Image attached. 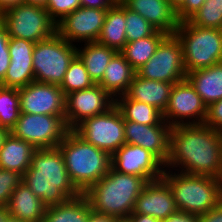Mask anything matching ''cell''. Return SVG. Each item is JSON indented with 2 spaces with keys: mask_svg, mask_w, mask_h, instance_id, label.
<instances>
[{
  "mask_svg": "<svg viewBox=\"0 0 222 222\" xmlns=\"http://www.w3.org/2000/svg\"><path fill=\"white\" fill-rule=\"evenodd\" d=\"M164 169L222 179V133L205 124L171 127Z\"/></svg>",
  "mask_w": 222,
  "mask_h": 222,
  "instance_id": "cell-1",
  "label": "cell"
},
{
  "mask_svg": "<svg viewBox=\"0 0 222 222\" xmlns=\"http://www.w3.org/2000/svg\"><path fill=\"white\" fill-rule=\"evenodd\" d=\"M22 182L46 206L64 203L81 194L69 178L63 155L58 147L36 149L30 167L22 176Z\"/></svg>",
  "mask_w": 222,
  "mask_h": 222,
  "instance_id": "cell-2",
  "label": "cell"
},
{
  "mask_svg": "<svg viewBox=\"0 0 222 222\" xmlns=\"http://www.w3.org/2000/svg\"><path fill=\"white\" fill-rule=\"evenodd\" d=\"M148 183L144 177L122 174L111 167L102 179L83 194L94 212L126 219L133 212L136 199Z\"/></svg>",
  "mask_w": 222,
  "mask_h": 222,
  "instance_id": "cell-3",
  "label": "cell"
},
{
  "mask_svg": "<svg viewBox=\"0 0 222 222\" xmlns=\"http://www.w3.org/2000/svg\"><path fill=\"white\" fill-rule=\"evenodd\" d=\"M58 148L69 178L81 193L102 179L111 168V155L87 143L73 130L66 133Z\"/></svg>",
  "mask_w": 222,
  "mask_h": 222,
  "instance_id": "cell-4",
  "label": "cell"
},
{
  "mask_svg": "<svg viewBox=\"0 0 222 222\" xmlns=\"http://www.w3.org/2000/svg\"><path fill=\"white\" fill-rule=\"evenodd\" d=\"M162 179L172 190L179 211L201 216L222 200V179L164 169Z\"/></svg>",
  "mask_w": 222,
  "mask_h": 222,
  "instance_id": "cell-5",
  "label": "cell"
},
{
  "mask_svg": "<svg viewBox=\"0 0 222 222\" xmlns=\"http://www.w3.org/2000/svg\"><path fill=\"white\" fill-rule=\"evenodd\" d=\"M183 48L186 73L222 62V30L202 28L188 20L179 23L174 33Z\"/></svg>",
  "mask_w": 222,
  "mask_h": 222,
  "instance_id": "cell-6",
  "label": "cell"
},
{
  "mask_svg": "<svg viewBox=\"0 0 222 222\" xmlns=\"http://www.w3.org/2000/svg\"><path fill=\"white\" fill-rule=\"evenodd\" d=\"M76 55L77 45L69 43L57 32L35 43L32 61L35 81L60 85Z\"/></svg>",
  "mask_w": 222,
  "mask_h": 222,
  "instance_id": "cell-7",
  "label": "cell"
},
{
  "mask_svg": "<svg viewBox=\"0 0 222 222\" xmlns=\"http://www.w3.org/2000/svg\"><path fill=\"white\" fill-rule=\"evenodd\" d=\"M8 37L40 42L57 32V23L45 8L20 3L3 12Z\"/></svg>",
  "mask_w": 222,
  "mask_h": 222,
  "instance_id": "cell-8",
  "label": "cell"
},
{
  "mask_svg": "<svg viewBox=\"0 0 222 222\" xmlns=\"http://www.w3.org/2000/svg\"><path fill=\"white\" fill-rule=\"evenodd\" d=\"M125 121L114 105L107 112L85 119L73 131L84 141L111 156L125 143Z\"/></svg>",
  "mask_w": 222,
  "mask_h": 222,
  "instance_id": "cell-9",
  "label": "cell"
},
{
  "mask_svg": "<svg viewBox=\"0 0 222 222\" xmlns=\"http://www.w3.org/2000/svg\"><path fill=\"white\" fill-rule=\"evenodd\" d=\"M69 131L65 116L20 113L10 133L35 149L56 148Z\"/></svg>",
  "mask_w": 222,
  "mask_h": 222,
  "instance_id": "cell-10",
  "label": "cell"
},
{
  "mask_svg": "<svg viewBox=\"0 0 222 222\" xmlns=\"http://www.w3.org/2000/svg\"><path fill=\"white\" fill-rule=\"evenodd\" d=\"M149 80L177 83L186 79L183 48L175 34L167 35L150 60L136 71Z\"/></svg>",
  "mask_w": 222,
  "mask_h": 222,
  "instance_id": "cell-11",
  "label": "cell"
},
{
  "mask_svg": "<svg viewBox=\"0 0 222 222\" xmlns=\"http://www.w3.org/2000/svg\"><path fill=\"white\" fill-rule=\"evenodd\" d=\"M207 106L187 79L174 83L163 119L171 126L204 124Z\"/></svg>",
  "mask_w": 222,
  "mask_h": 222,
  "instance_id": "cell-12",
  "label": "cell"
},
{
  "mask_svg": "<svg viewBox=\"0 0 222 222\" xmlns=\"http://www.w3.org/2000/svg\"><path fill=\"white\" fill-rule=\"evenodd\" d=\"M115 105V99L99 84L65 95V123L69 130L87 118L103 114Z\"/></svg>",
  "mask_w": 222,
  "mask_h": 222,
  "instance_id": "cell-13",
  "label": "cell"
},
{
  "mask_svg": "<svg viewBox=\"0 0 222 222\" xmlns=\"http://www.w3.org/2000/svg\"><path fill=\"white\" fill-rule=\"evenodd\" d=\"M108 9L77 8L57 23V33L69 43L96 42ZM77 42V43H76Z\"/></svg>",
  "mask_w": 222,
  "mask_h": 222,
  "instance_id": "cell-14",
  "label": "cell"
},
{
  "mask_svg": "<svg viewBox=\"0 0 222 222\" xmlns=\"http://www.w3.org/2000/svg\"><path fill=\"white\" fill-rule=\"evenodd\" d=\"M111 167L122 174L144 177L148 182L162 179L164 164L150 151L125 143L111 156Z\"/></svg>",
  "mask_w": 222,
  "mask_h": 222,
  "instance_id": "cell-15",
  "label": "cell"
},
{
  "mask_svg": "<svg viewBox=\"0 0 222 222\" xmlns=\"http://www.w3.org/2000/svg\"><path fill=\"white\" fill-rule=\"evenodd\" d=\"M18 91L21 113L65 116V95L59 85L33 81Z\"/></svg>",
  "mask_w": 222,
  "mask_h": 222,
  "instance_id": "cell-16",
  "label": "cell"
},
{
  "mask_svg": "<svg viewBox=\"0 0 222 222\" xmlns=\"http://www.w3.org/2000/svg\"><path fill=\"white\" fill-rule=\"evenodd\" d=\"M127 144L140 146L153 153L164 165L169 157L171 126L163 120L159 125H145L125 121Z\"/></svg>",
  "mask_w": 222,
  "mask_h": 222,
  "instance_id": "cell-17",
  "label": "cell"
},
{
  "mask_svg": "<svg viewBox=\"0 0 222 222\" xmlns=\"http://www.w3.org/2000/svg\"><path fill=\"white\" fill-rule=\"evenodd\" d=\"M35 43L26 39L9 37L10 64L1 86L20 89L35 81L33 49Z\"/></svg>",
  "mask_w": 222,
  "mask_h": 222,
  "instance_id": "cell-18",
  "label": "cell"
},
{
  "mask_svg": "<svg viewBox=\"0 0 222 222\" xmlns=\"http://www.w3.org/2000/svg\"><path fill=\"white\" fill-rule=\"evenodd\" d=\"M177 210L171 188L160 179L149 182L144 187L131 214L149 215L162 221Z\"/></svg>",
  "mask_w": 222,
  "mask_h": 222,
  "instance_id": "cell-19",
  "label": "cell"
},
{
  "mask_svg": "<svg viewBox=\"0 0 222 222\" xmlns=\"http://www.w3.org/2000/svg\"><path fill=\"white\" fill-rule=\"evenodd\" d=\"M129 10L139 13L158 31L174 34L180 21L169 0H119Z\"/></svg>",
  "mask_w": 222,
  "mask_h": 222,
  "instance_id": "cell-20",
  "label": "cell"
},
{
  "mask_svg": "<svg viewBox=\"0 0 222 222\" xmlns=\"http://www.w3.org/2000/svg\"><path fill=\"white\" fill-rule=\"evenodd\" d=\"M173 85L164 81L145 79L135 74L124 95L128 99L152 105L163 114Z\"/></svg>",
  "mask_w": 222,
  "mask_h": 222,
  "instance_id": "cell-21",
  "label": "cell"
},
{
  "mask_svg": "<svg viewBox=\"0 0 222 222\" xmlns=\"http://www.w3.org/2000/svg\"><path fill=\"white\" fill-rule=\"evenodd\" d=\"M6 207L10 216L21 221L43 222L47 206L24 182H21L13 191Z\"/></svg>",
  "mask_w": 222,
  "mask_h": 222,
  "instance_id": "cell-22",
  "label": "cell"
},
{
  "mask_svg": "<svg viewBox=\"0 0 222 222\" xmlns=\"http://www.w3.org/2000/svg\"><path fill=\"white\" fill-rule=\"evenodd\" d=\"M186 79L207 107L222 99V62L189 72Z\"/></svg>",
  "mask_w": 222,
  "mask_h": 222,
  "instance_id": "cell-23",
  "label": "cell"
},
{
  "mask_svg": "<svg viewBox=\"0 0 222 222\" xmlns=\"http://www.w3.org/2000/svg\"><path fill=\"white\" fill-rule=\"evenodd\" d=\"M136 71L121 52H116L107 65L102 80L98 83L114 99L123 95L133 80Z\"/></svg>",
  "mask_w": 222,
  "mask_h": 222,
  "instance_id": "cell-24",
  "label": "cell"
},
{
  "mask_svg": "<svg viewBox=\"0 0 222 222\" xmlns=\"http://www.w3.org/2000/svg\"><path fill=\"white\" fill-rule=\"evenodd\" d=\"M35 150L29 142L9 133L0 148V168L17 172L23 176L31 165Z\"/></svg>",
  "mask_w": 222,
  "mask_h": 222,
  "instance_id": "cell-25",
  "label": "cell"
},
{
  "mask_svg": "<svg viewBox=\"0 0 222 222\" xmlns=\"http://www.w3.org/2000/svg\"><path fill=\"white\" fill-rule=\"evenodd\" d=\"M125 26V6L118 0L107 10L101 33L96 42L116 52H121L127 43Z\"/></svg>",
  "mask_w": 222,
  "mask_h": 222,
  "instance_id": "cell-26",
  "label": "cell"
},
{
  "mask_svg": "<svg viewBox=\"0 0 222 222\" xmlns=\"http://www.w3.org/2000/svg\"><path fill=\"white\" fill-rule=\"evenodd\" d=\"M115 53V50L98 42H86L77 47V56L95 84L102 80L104 71Z\"/></svg>",
  "mask_w": 222,
  "mask_h": 222,
  "instance_id": "cell-27",
  "label": "cell"
},
{
  "mask_svg": "<svg viewBox=\"0 0 222 222\" xmlns=\"http://www.w3.org/2000/svg\"><path fill=\"white\" fill-rule=\"evenodd\" d=\"M91 211L88 199L81 193L64 203L47 206L43 222H87Z\"/></svg>",
  "mask_w": 222,
  "mask_h": 222,
  "instance_id": "cell-28",
  "label": "cell"
},
{
  "mask_svg": "<svg viewBox=\"0 0 222 222\" xmlns=\"http://www.w3.org/2000/svg\"><path fill=\"white\" fill-rule=\"evenodd\" d=\"M115 106L121 112L124 121L145 125H159L164 119L154 106L128 99L124 94L115 98Z\"/></svg>",
  "mask_w": 222,
  "mask_h": 222,
  "instance_id": "cell-29",
  "label": "cell"
},
{
  "mask_svg": "<svg viewBox=\"0 0 222 222\" xmlns=\"http://www.w3.org/2000/svg\"><path fill=\"white\" fill-rule=\"evenodd\" d=\"M168 34L157 31L155 34L143 39L127 42L121 53L129 62L132 68L137 71L155 54V51L161 41Z\"/></svg>",
  "mask_w": 222,
  "mask_h": 222,
  "instance_id": "cell-30",
  "label": "cell"
},
{
  "mask_svg": "<svg viewBox=\"0 0 222 222\" xmlns=\"http://www.w3.org/2000/svg\"><path fill=\"white\" fill-rule=\"evenodd\" d=\"M20 113L18 89L0 85V127L10 131L19 119Z\"/></svg>",
  "mask_w": 222,
  "mask_h": 222,
  "instance_id": "cell-31",
  "label": "cell"
},
{
  "mask_svg": "<svg viewBox=\"0 0 222 222\" xmlns=\"http://www.w3.org/2000/svg\"><path fill=\"white\" fill-rule=\"evenodd\" d=\"M94 84L95 83L90 78L83 62L76 55L70 62L68 70L59 87L62 89L64 95H67L73 91L90 88Z\"/></svg>",
  "mask_w": 222,
  "mask_h": 222,
  "instance_id": "cell-32",
  "label": "cell"
},
{
  "mask_svg": "<svg viewBox=\"0 0 222 222\" xmlns=\"http://www.w3.org/2000/svg\"><path fill=\"white\" fill-rule=\"evenodd\" d=\"M188 21L202 28L222 30V0H205L201 8Z\"/></svg>",
  "mask_w": 222,
  "mask_h": 222,
  "instance_id": "cell-33",
  "label": "cell"
},
{
  "mask_svg": "<svg viewBox=\"0 0 222 222\" xmlns=\"http://www.w3.org/2000/svg\"><path fill=\"white\" fill-rule=\"evenodd\" d=\"M125 33L127 42L143 39L155 34L158 30L139 13L125 7Z\"/></svg>",
  "mask_w": 222,
  "mask_h": 222,
  "instance_id": "cell-34",
  "label": "cell"
},
{
  "mask_svg": "<svg viewBox=\"0 0 222 222\" xmlns=\"http://www.w3.org/2000/svg\"><path fill=\"white\" fill-rule=\"evenodd\" d=\"M21 182L20 174L0 168V206H7L10 196Z\"/></svg>",
  "mask_w": 222,
  "mask_h": 222,
  "instance_id": "cell-35",
  "label": "cell"
},
{
  "mask_svg": "<svg viewBox=\"0 0 222 222\" xmlns=\"http://www.w3.org/2000/svg\"><path fill=\"white\" fill-rule=\"evenodd\" d=\"M81 7L80 0H48L46 10L50 17L58 23L66 15Z\"/></svg>",
  "mask_w": 222,
  "mask_h": 222,
  "instance_id": "cell-36",
  "label": "cell"
},
{
  "mask_svg": "<svg viewBox=\"0 0 222 222\" xmlns=\"http://www.w3.org/2000/svg\"><path fill=\"white\" fill-rule=\"evenodd\" d=\"M9 37L6 27L0 20V85L3 83L4 76L10 64V55L8 49Z\"/></svg>",
  "mask_w": 222,
  "mask_h": 222,
  "instance_id": "cell-37",
  "label": "cell"
},
{
  "mask_svg": "<svg viewBox=\"0 0 222 222\" xmlns=\"http://www.w3.org/2000/svg\"><path fill=\"white\" fill-rule=\"evenodd\" d=\"M204 124L222 133V99L207 107V116Z\"/></svg>",
  "mask_w": 222,
  "mask_h": 222,
  "instance_id": "cell-38",
  "label": "cell"
},
{
  "mask_svg": "<svg viewBox=\"0 0 222 222\" xmlns=\"http://www.w3.org/2000/svg\"><path fill=\"white\" fill-rule=\"evenodd\" d=\"M205 0H185L176 10L177 18L180 22L188 20L196 11H198Z\"/></svg>",
  "mask_w": 222,
  "mask_h": 222,
  "instance_id": "cell-39",
  "label": "cell"
},
{
  "mask_svg": "<svg viewBox=\"0 0 222 222\" xmlns=\"http://www.w3.org/2000/svg\"><path fill=\"white\" fill-rule=\"evenodd\" d=\"M161 222H199V216L177 210Z\"/></svg>",
  "mask_w": 222,
  "mask_h": 222,
  "instance_id": "cell-40",
  "label": "cell"
},
{
  "mask_svg": "<svg viewBox=\"0 0 222 222\" xmlns=\"http://www.w3.org/2000/svg\"><path fill=\"white\" fill-rule=\"evenodd\" d=\"M199 222H222V200L213 209L199 216Z\"/></svg>",
  "mask_w": 222,
  "mask_h": 222,
  "instance_id": "cell-41",
  "label": "cell"
},
{
  "mask_svg": "<svg viewBox=\"0 0 222 222\" xmlns=\"http://www.w3.org/2000/svg\"><path fill=\"white\" fill-rule=\"evenodd\" d=\"M81 7H90L95 9H109L118 0H80Z\"/></svg>",
  "mask_w": 222,
  "mask_h": 222,
  "instance_id": "cell-42",
  "label": "cell"
},
{
  "mask_svg": "<svg viewBox=\"0 0 222 222\" xmlns=\"http://www.w3.org/2000/svg\"><path fill=\"white\" fill-rule=\"evenodd\" d=\"M117 219L105 214L96 213L93 210L90 212L87 222H115Z\"/></svg>",
  "mask_w": 222,
  "mask_h": 222,
  "instance_id": "cell-43",
  "label": "cell"
},
{
  "mask_svg": "<svg viewBox=\"0 0 222 222\" xmlns=\"http://www.w3.org/2000/svg\"><path fill=\"white\" fill-rule=\"evenodd\" d=\"M127 222H161L160 220L156 219L155 217L143 214H130L126 218Z\"/></svg>",
  "mask_w": 222,
  "mask_h": 222,
  "instance_id": "cell-44",
  "label": "cell"
},
{
  "mask_svg": "<svg viewBox=\"0 0 222 222\" xmlns=\"http://www.w3.org/2000/svg\"><path fill=\"white\" fill-rule=\"evenodd\" d=\"M22 3V0H0V8L5 11L8 8Z\"/></svg>",
  "mask_w": 222,
  "mask_h": 222,
  "instance_id": "cell-45",
  "label": "cell"
},
{
  "mask_svg": "<svg viewBox=\"0 0 222 222\" xmlns=\"http://www.w3.org/2000/svg\"><path fill=\"white\" fill-rule=\"evenodd\" d=\"M47 1L48 0H22L23 3L32 4L42 8H46Z\"/></svg>",
  "mask_w": 222,
  "mask_h": 222,
  "instance_id": "cell-46",
  "label": "cell"
},
{
  "mask_svg": "<svg viewBox=\"0 0 222 222\" xmlns=\"http://www.w3.org/2000/svg\"><path fill=\"white\" fill-rule=\"evenodd\" d=\"M9 212L6 206H0V222H6L9 217Z\"/></svg>",
  "mask_w": 222,
  "mask_h": 222,
  "instance_id": "cell-47",
  "label": "cell"
},
{
  "mask_svg": "<svg viewBox=\"0 0 222 222\" xmlns=\"http://www.w3.org/2000/svg\"><path fill=\"white\" fill-rule=\"evenodd\" d=\"M10 131L4 127H0V148L2 147L4 140L9 135Z\"/></svg>",
  "mask_w": 222,
  "mask_h": 222,
  "instance_id": "cell-48",
  "label": "cell"
},
{
  "mask_svg": "<svg viewBox=\"0 0 222 222\" xmlns=\"http://www.w3.org/2000/svg\"><path fill=\"white\" fill-rule=\"evenodd\" d=\"M185 0H169V2L171 3V5L177 10L183 3Z\"/></svg>",
  "mask_w": 222,
  "mask_h": 222,
  "instance_id": "cell-49",
  "label": "cell"
},
{
  "mask_svg": "<svg viewBox=\"0 0 222 222\" xmlns=\"http://www.w3.org/2000/svg\"><path fill=\"white\" fill-rule=\"evenodd\" d=\"M6 222H24V221H21L20 219L12 217V216L9 215Z\"/></svg>",
  "mask_w": 222,
  "mask_h": 222,
  "instance_id": "cell-50",
  "label": "cell"
},
{
  "mask_svg": "<svg viewBox=\"0 0 222 222\" xmlns=\"http://www.w3.org/2000/svg\"><path fill=\"white\" fill-rule=\"evenodd\" d=\"M115 222H127L126 219H117Z\"/></svg>",
  "mask_w": 222,
  "mask_h": 222,
  "instance_id": "cell-51",
  "label": "cell"
},
{
  "mask_svg": "<svg viewBox=\"0 0 222 222\" xmlns=\"http://www.w3.org/2000/svg\"><path fill=\"white\" fill-rule=\"evenodd\" d=\"M3 12L4 11L0 8V20H2Z\"/></svg>",
  "mask_w": 222,
  "mask_h": 222,
  "instance_id": "cell-52",
  "label": "cell"
}]
</instances>
